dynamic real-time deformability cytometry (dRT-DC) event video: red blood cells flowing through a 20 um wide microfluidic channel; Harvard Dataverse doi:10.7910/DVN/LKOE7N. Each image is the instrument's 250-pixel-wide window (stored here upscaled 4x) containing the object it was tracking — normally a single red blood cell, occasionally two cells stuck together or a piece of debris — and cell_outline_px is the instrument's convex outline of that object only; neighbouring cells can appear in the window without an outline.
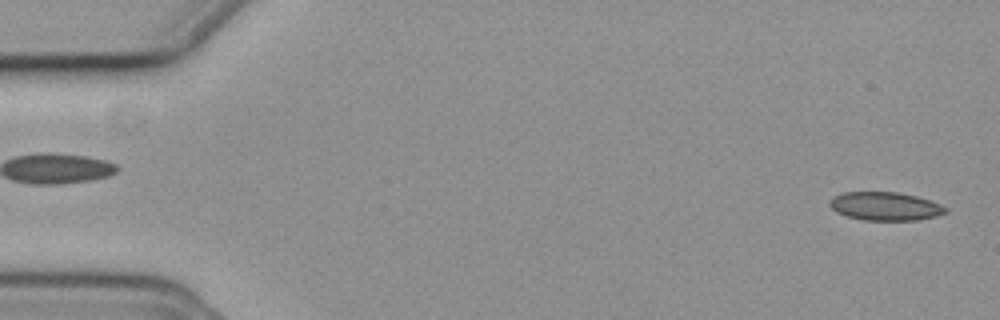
{"species": "common noctule bat (a hibernating species)", "species_latin": "Nyctalus noctula", "temperature_condition": "cold", "stored_images_in_passage": 55, "camera_frame_rate_fps": 3000, "um_per_image_px": 0.085, "animal": {"sex": "female", "body_mass_g": 19.3, "forearm_length_mm": 54.1}, "frame": {"image": 1, "passage_image": 1, "time_ms": 0.0, "image_size_px": [1000, 320], "cell_outline_px": [[948, 212], [936, 216], [916, 220], [864, 220], [848, 216], [836, 212], [828, 204], [828, 200], [832, 196], [844, 192], [896, 192], [916, 196], [940, 204], [948, 208]], "centroid_in_image_um": [75.22, 17.53], "position_along_channel_um": 9.8, "area_um2": 19.19}}
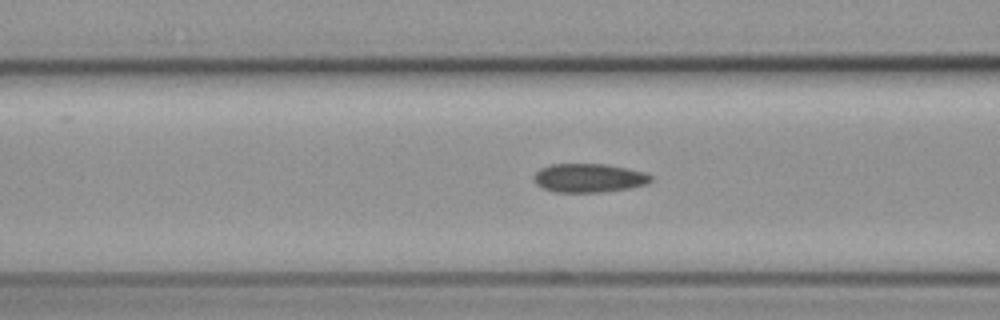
{"frame": {"image": 2, "passage_image": 21, "time_ms": 6.667, "image_size_px": [1000, 320], "cell_outline_px": [[652, 180], [648, 184], [628, 188], [600, 192], [552, 192], [536, 184], [532, 180], [532, 176], [540, 168], [552, 164], [604, 164], [644, 172], [652, 176]], "centroid_in_image_um": [50.01, 15.13], "position_along_channel_um": 116.6, "area_um2": 19.59}}
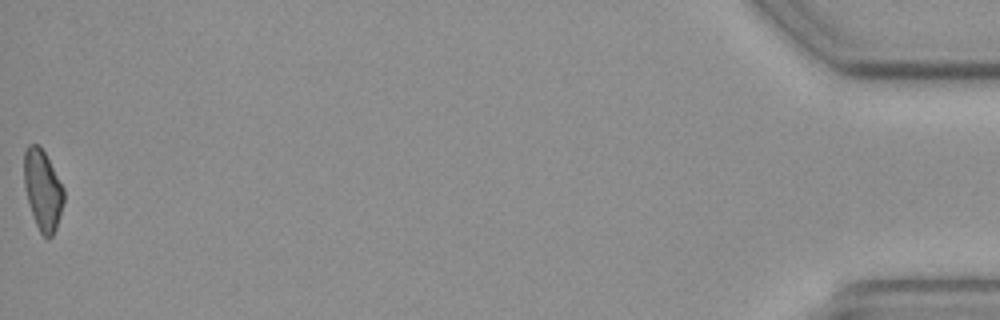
{"frame": {"image": 3, "passage_image": 55, "time_ms": 18.0, "image_size_px": [1000, 320], "cell_outline_px": [[64, 200], [56, 228], [52, 236], [48, 240], [40, 232], [36, 224], [28, 200], [24, 184], [24, 152], [28, 144], [36, 144], [44, 152], [64, 188]], "centroid_in_image_um": [3.63, 16.15], "position_along_channel_um": 431.6, "area_um2": 18.26}, "authors_computed_cell_mechanics": {"area_um2": 19.652, "velocity_mm_per_s": 3.7292, "shape_relaxation_time_tau1_ms": null, "shape_relaxation_time_tau2_ms": 3.4867, "deformation_change_tau1": null, "deformation_change_tau2": 0.0692}}